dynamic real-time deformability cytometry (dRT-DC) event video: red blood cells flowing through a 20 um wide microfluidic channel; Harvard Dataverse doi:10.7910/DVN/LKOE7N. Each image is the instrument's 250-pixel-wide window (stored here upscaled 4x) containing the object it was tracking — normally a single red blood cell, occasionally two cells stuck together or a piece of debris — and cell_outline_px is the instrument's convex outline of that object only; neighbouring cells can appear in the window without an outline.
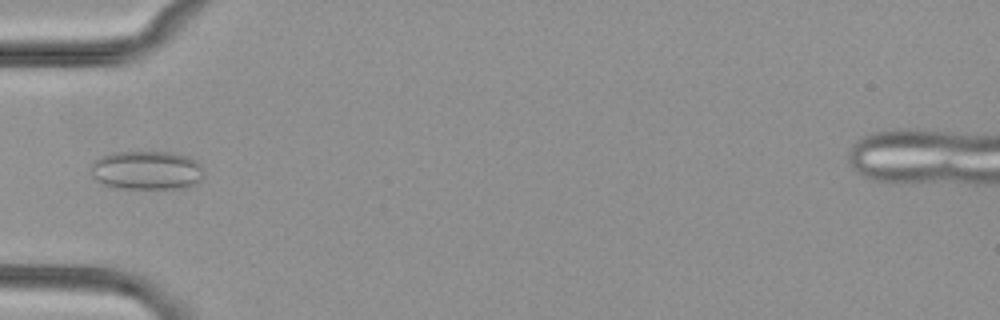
{"species": "common noctule bat (a hibernating species)", "species_latin": "Nyctalus noctula", "temperature_condition": "cold", "stored_images_in_passage": 5, "camera_frame_rate_fps": 3000, "um_per_image_px": 0.085, "animal": {"sex": "female", "body_mass_g": 29.2, "forearm_length_mm": 56.3}, "frame": {"image": 1, "passage_image": 5, "time_ms": 5.333, "image_size_px": [1000, 320], "cell_outline_px": [[204, 176], [196, 184], [184, 188], [116, 188], [104, 184], [92, 176], [88, 164], [92, 160], [100, 156], [112, 152], [172, 152], [188, 156], [196, 160], [200, 164]], "centroid_in_image_um": [12.44, 14.46], "position_along_channel_um": 72.6, "area_um2": 25.95}}